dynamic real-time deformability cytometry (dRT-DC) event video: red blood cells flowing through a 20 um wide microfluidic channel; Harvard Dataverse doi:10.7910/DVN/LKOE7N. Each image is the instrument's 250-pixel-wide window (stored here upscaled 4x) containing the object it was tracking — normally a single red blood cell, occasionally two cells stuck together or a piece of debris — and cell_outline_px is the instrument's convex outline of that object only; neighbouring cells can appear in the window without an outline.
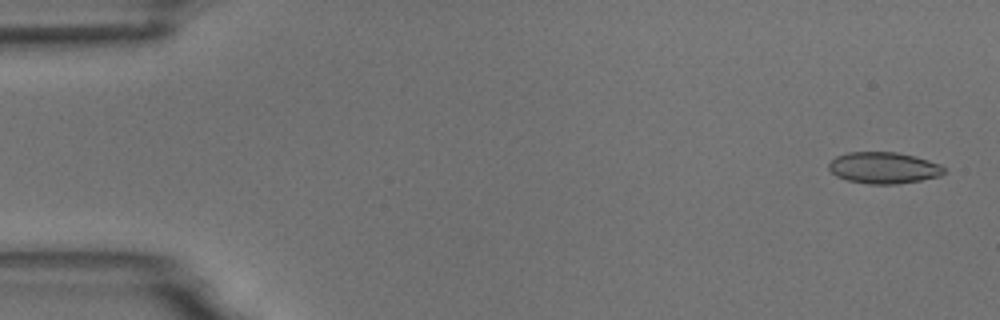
{"species": "common noctule bat (a hibernating species)", "species_latin": "Nyctalus noctula", "temperature_condition": "room temperature", "stored_images_in_passage": 5, "segment_of_instrument_passage": [1, 2], "camera_frame_rate_fps": 3000, "um_per_image_px": 0.085, "animal": {"sex": "male", "body_mass_g": 18.8}, "frame": {"image": 1, "passage_image": 1, "time_ms": 0.0, "image_size_px": [1000, 320], "cell_outline_px": [[944, 172], [940, 176], [920, 180], [896, 184], [868, 184], [848, 180], [836, 176], [828, 168], [828, 164], [836, 156], [848, 152], [896, 152], [928, 160], [940, 164], [944, 168]], "centroid_in_image_um": [75.09, 14.26], "position_along_channel_um": 9.9, "area_um2": 20.98}}
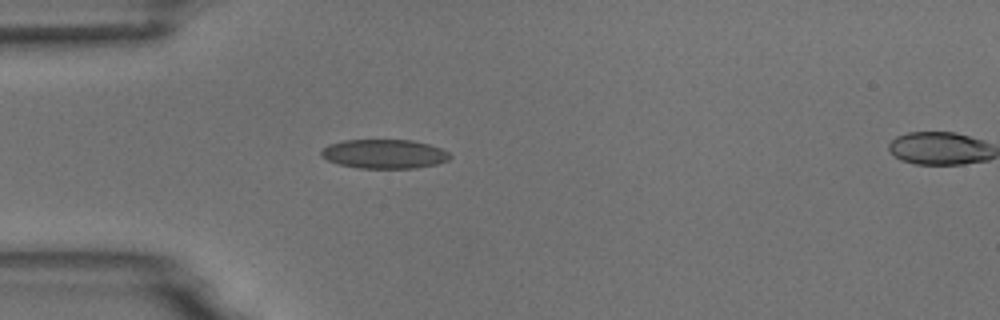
{"frame": {"image": 2, "passage_image": 4, "time_ms": 4.333, "image_size_px": [1000, 320], "cell_outline_px": [[452, 156], [448, 160], [436, 164], [416, 168], [356, 168], [340, 164], [328, 160], [320, 156], [320, 152], [328, 144], [344, 140], [412, 140], [428, 144], [440, 148], [448, 152]], "centroid_in_image_um": [32.65, 13.08], "position_along_channel_um": 52.3, "area_um2": 21.85}}